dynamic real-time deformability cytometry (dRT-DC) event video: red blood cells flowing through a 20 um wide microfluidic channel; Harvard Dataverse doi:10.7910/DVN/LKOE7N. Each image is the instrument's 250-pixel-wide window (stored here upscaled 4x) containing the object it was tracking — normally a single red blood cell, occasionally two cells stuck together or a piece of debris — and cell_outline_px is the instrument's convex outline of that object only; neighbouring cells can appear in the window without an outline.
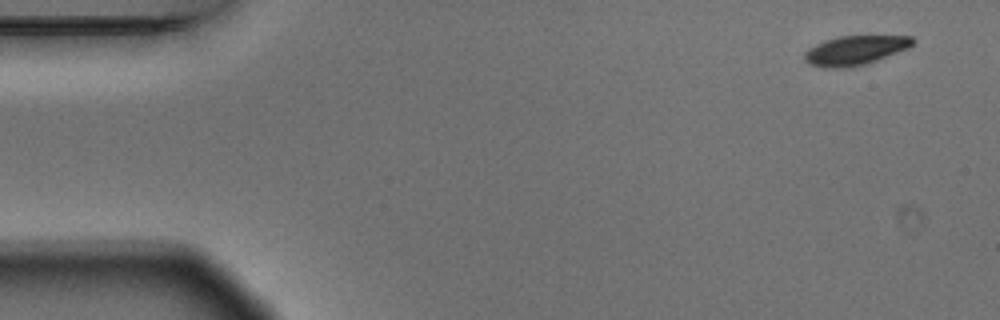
{"species": "Egyptian fruit bat (a non-hibernating species)", "species_latin": "Rousettus aegyptiacus", "temperature_condition": "warm", "stored_images_in_passage": 4, "camera_frame_rate_fps": 3000, "um_per_image_px": 0.085, "animal": {"sex": "male"}, "frame": {"image": 1, "passage_image": 1, "time_ms": 0.0, "image_size_px": [1000, 320], "cell_outline_px": [[916, 40], [908, 48], [876, 60], [852, 68], [824, 68], [808, 64], [804, 60], [804, 52], [808, 48], [824, 40], [840, 36], [912, 36]], "centroid_in_image_um": [72.64, 4.29], "position_along_channel_um": 12.4, "area_um2": 18.55}}
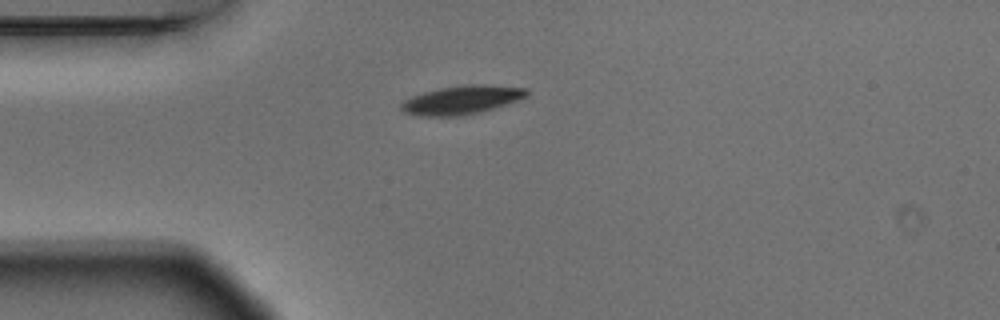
{"frame": {"image": 2, "passage_image": 4, "time_ms": 1.0, "image_size_px": [1000, 320], "cell_outline_px": [[528, 96], [520, 100], [480, 112], [460, 116], [420, 116], [404, 112], [400, 108], [400, 104], [404, 100], [412, 96], [424, 92], [440, 88], [464, 84], [484, 84], [528, 88]], "centroid_in_image_um": [39.27, 8.49], "position_along_channel_um": 45.7, "area_um2": 21.1}}